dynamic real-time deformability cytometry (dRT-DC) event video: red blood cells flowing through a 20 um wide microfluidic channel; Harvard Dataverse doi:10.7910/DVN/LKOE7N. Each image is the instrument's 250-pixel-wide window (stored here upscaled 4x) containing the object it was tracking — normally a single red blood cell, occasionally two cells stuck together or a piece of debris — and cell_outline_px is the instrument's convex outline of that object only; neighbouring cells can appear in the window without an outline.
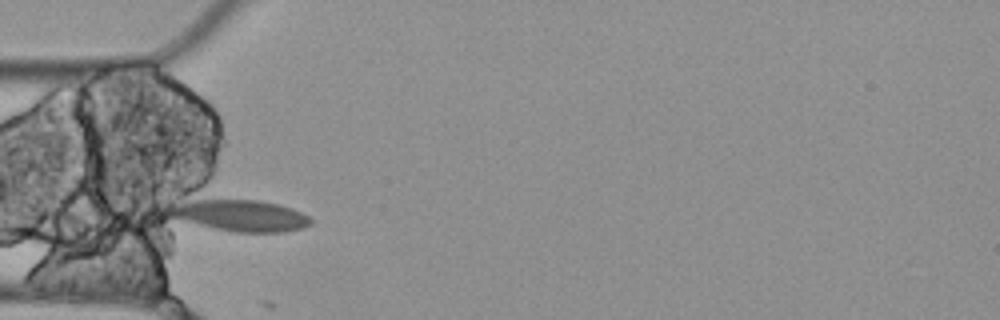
{"species": "Egyptian fruit bat (a non-hibernating species)", "species_latin": "Rousettus aegyptiacus", "temperature_condition": "cold", "stored_images_in_passage": 3, "camera_frame_rate_fps": 3000, "um_per_image_px": 0.085, "animal": {"sex": "female"}, "frame": {"image": 1, "passage_image": 3, "time_ms": 0.667, "image_size_px": [1000, 320], "cell_outline_px": [[312, 224], [304, 228], [284, 232], [236, 232], [216, 228], [168, 216], [164, 204], [192, 196], [196, 196], [256, 200], [276, 204], [292, 208], [308, 216], [312, 220]], "centroid_in_image_um": [20.22, 18.24], "position_along_channel_um": 64.8, "area_um2": 27.28}}